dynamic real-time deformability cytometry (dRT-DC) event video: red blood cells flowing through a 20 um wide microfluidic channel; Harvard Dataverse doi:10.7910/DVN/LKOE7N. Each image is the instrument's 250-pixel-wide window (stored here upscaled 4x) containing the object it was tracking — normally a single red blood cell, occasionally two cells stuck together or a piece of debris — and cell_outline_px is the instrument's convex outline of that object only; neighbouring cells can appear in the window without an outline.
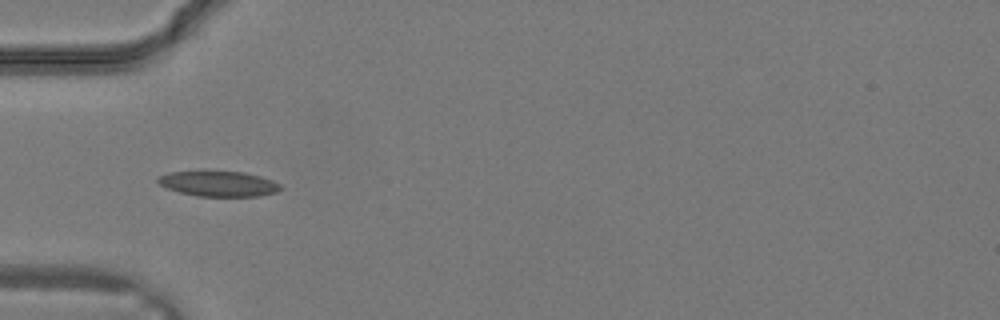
{"species": "common noctule bat (a hibernating species)", "species_latin": "Nyctalus noctula", "temperature_condition": "warm", "stored_images_in_passage": 25, "camera_frame_rate_fps": 3000, "um_per_image_px": 0.085, "animal": {"sex": "male", "body_mass_g": 19.2, "forearm_length_mm": 51.8}, "frame": {"image": 1, "passage_image": 12, "time_ms": 3.667, "image_size_px": [1000, 320], "cell_outline_px": [[284, 188], [276, 192], [260, 196], [196, 196], [180, 192], [168, 188], [160, 184], [156, 180], [156, 176], [168, 172], [204, 168], [244, 172], [260, 176], [272, 180], [280, 184]], "centroid_in_image_um": [18.53, 15.56], "position_along_channel_um": 66.5, "area_um2": 19.07}}
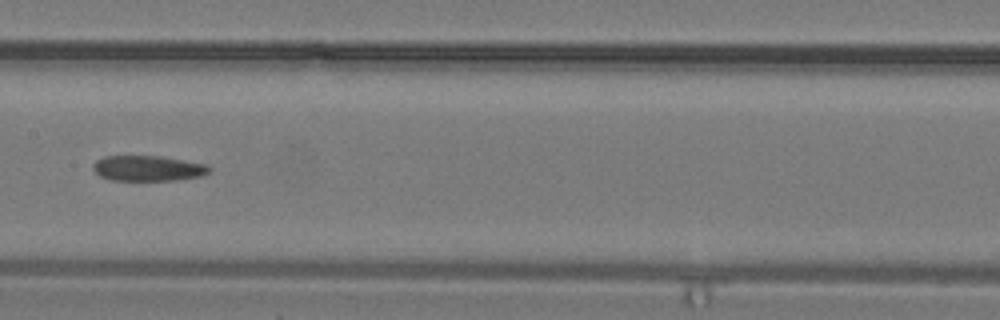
{"frame": {"image": 2, "passage_image": 18, "time_ms": 5.667, "image_size_px": [1000, 320], "cell_outline_px": [[212, 168], [208, 172], [200, 176], [176, 180], [112, 180], [100, 176], [92, 168], [92, 164], [96, 160], [104, 156], [160, 156], [204, 164]], "centroid_in_image_um": [12.53, 14.3], "position_along_channel_um": 194.9, "area_um2": 17.05}}
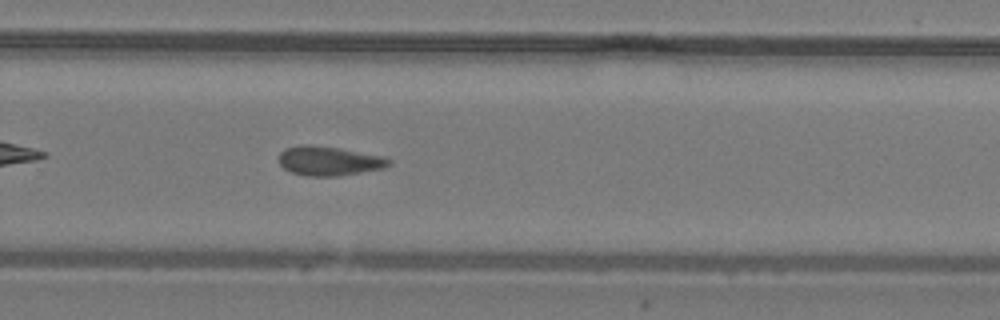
{"frame": {"image": 3, "passage_image": 23, "time_ms": 7.333, "image_size_px": [1000, 320], "cell_outline_px": [[392, 164], [384, 168], [336, 176], [304, 176], [292, 172], [284, 168], [280, 164], [276, 156], [284, 148], [300, 144], [312, 144], [340, 148], [380, 156], [392, 160]], "centroid_in_image_um": [27.9, 13.66], "position_along_channel_um": 301.9, "area_um2": 18.96}}